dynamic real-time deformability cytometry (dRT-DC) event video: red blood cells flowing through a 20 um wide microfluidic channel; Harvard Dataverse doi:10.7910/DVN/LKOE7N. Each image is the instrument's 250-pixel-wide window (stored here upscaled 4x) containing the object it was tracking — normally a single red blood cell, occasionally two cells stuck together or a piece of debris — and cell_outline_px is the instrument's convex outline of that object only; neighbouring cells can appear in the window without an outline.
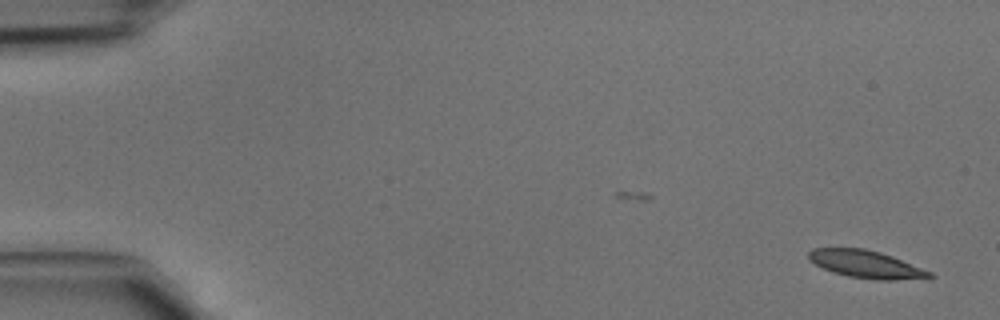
{"species": "common noctule bat (a hibernating species)", "species_latin": "Nyctalus noctula", "temperature_condition": "cold", "stored_images_in_passage": 39, "camera_frame_rate_fps": 3000, "um_per_image_px": 0.085, "animal": {"sex": "male", "body_mass_g": 15.6}, "frame": {"image": 1, "passage_image": 1, "time_ms": 0.0, "image_size_px": [1000, 320], "cell_outline_px": [[936, 276], [892, 280], [876, 280], [848, 276], [832, 272], [808, 260], [808, 252], [812, 248], [864, 248], [880, 252], [892, 256], [932, 272]], "centroid_in_image_um": [73.57, 22.45], "position_along_channel_um": 11.4, "area_um2": 19.25}}
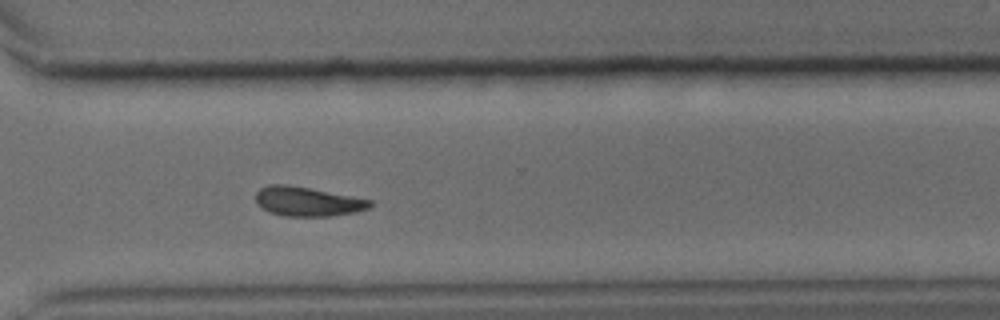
{"frame": {"image": 2, "passage_image": 33, "time_ms": 10.667, "image_size_px": [1000, 320], "cell_outline_px": [[372, 204], [368, 208], [356, 212], [328, 216], [284, 216], [268, 212], [256, 204], [256, 192], [260, 188], [268, 184], [288, 184], [372, 200]], "centroid_in_image_um": [26.09, 17.12], "position_along_channel_um": 344.5, "area_um2": 19.54}}
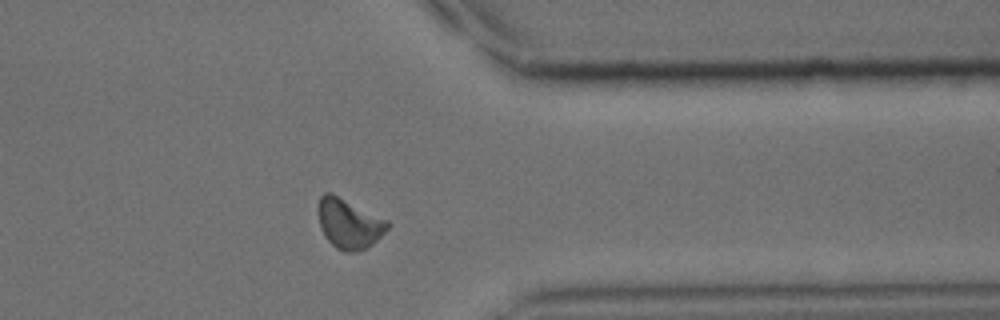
{"frame": {"image": 3, "passage_image": 36, "time_ms": 11.667, "image_size_px": [1000, 320], "cell_outline_px": [[388, 228], [372, 244], [356, 252], [344, 252], [336, 248], [324, 236], [320, 228], [316, 212], [320, 196], [324, 192], [332, 192], [388, 220]], "centroid_in_image_um": [29.61, 18.98], "position_along_channel_um": 381.8, "area_um2": 20.35}}